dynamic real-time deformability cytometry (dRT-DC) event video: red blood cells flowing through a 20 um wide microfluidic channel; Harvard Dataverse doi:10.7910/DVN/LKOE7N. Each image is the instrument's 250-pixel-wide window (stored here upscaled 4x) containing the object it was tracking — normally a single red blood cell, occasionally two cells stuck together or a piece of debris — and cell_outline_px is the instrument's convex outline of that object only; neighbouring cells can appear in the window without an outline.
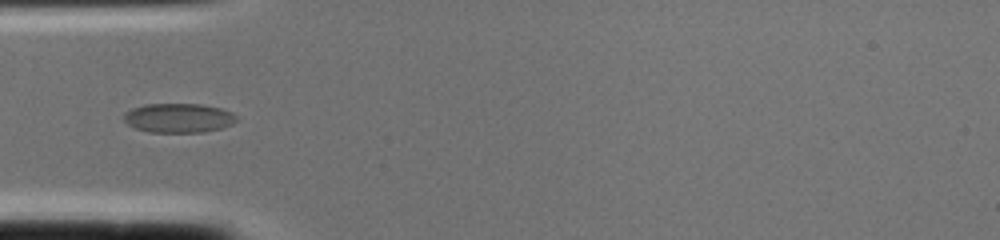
{"species": "common noctule bat (a hibernating species)", "species_latin": "Nyctalus noctula", "temperature_condition": "cold", "stored_images_in_passage": 2, "camera_frame_rate_fps": 3000, "um_per_image_px": 0.085, "animal": {"sex": "female", "body_mass_g": 22.0, "forearm_length_mm": 56.7}, "frame": {"image": 1, "passage_image": 2, "time_ms": 0.333, "image_size_px": [1000, 240], "cell_outline_px": [[236, 120], [232, 124], [220, 128], [204, 132], [148, 132], [136, 128], [128, 124], [124, 120], [124, 112], [132, 108], [144, 104], [200, 104], [220, 108], [232, 112], [236, 116]], "centroid_in_image_um": [15.16, 10.02], "position_along_channel_um": 69.8, "area_um2": 19.19}}